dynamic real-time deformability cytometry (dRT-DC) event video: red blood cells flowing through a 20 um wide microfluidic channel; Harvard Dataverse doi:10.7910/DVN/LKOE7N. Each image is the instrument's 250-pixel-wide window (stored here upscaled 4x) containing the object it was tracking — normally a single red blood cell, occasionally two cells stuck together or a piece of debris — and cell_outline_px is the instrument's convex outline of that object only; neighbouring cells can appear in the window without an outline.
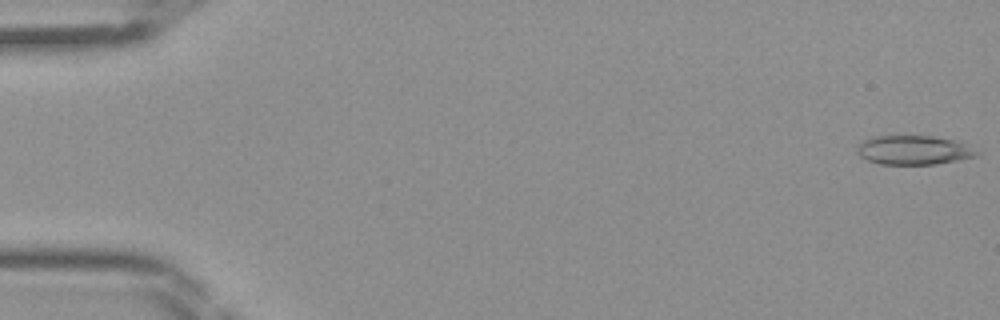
{"species": "Egyptian fruit bat (a non-hibernating species)", "species_latin": "Rousettus aegyptiacus", "temperature_condition": "room temperature", "stored_images_in_passage": 45, "camera_frame_rate_fps": 3000, "um_per_image_px": 0.085, "frame": {"image": 1, "passage_image": 1, "time_ms": 0.0, "image_size_px": [1000, 320], "cell_outline_px": [[980, 152], [976, 156], [936, 164], [880, 164], [868, 160], [860, 156], [856, 152], [856, 148], [860, 140], [872, 136], [932, 136], [952, 140], [964, 144]], "centroid_in_image_um": [77.58, 12.75], "position_along_channel_um": 7.4, "area_um2": 20.23}}
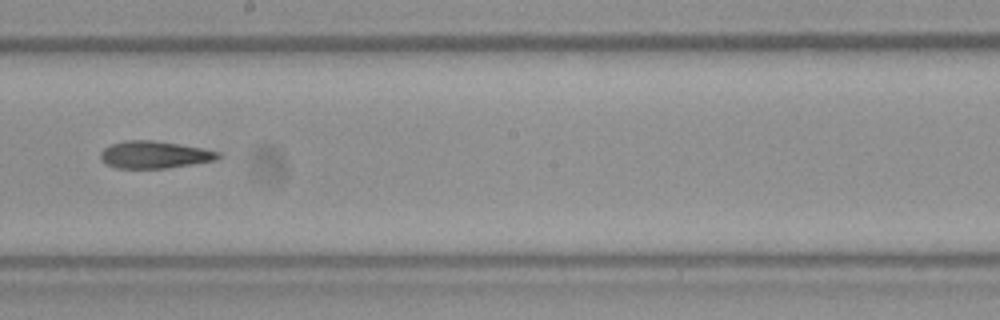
{"frame": {"image": 2, "passage_image": 26, "time_ms": 8.333, "image_size_px": [1000, 320], "cell_outline_px": [[224, 156], [216, 160], [168, 168], [116, 168], [104, 164], [100, 160], [100, 152], [104, 148], [112, 144], [124, 140], [152, 140], [180, 144], [220, 152]], "centroid_in_image_um": [13.11, 13.15], "position_along_channel_um": 235.1, "area_um2": 18.84}}
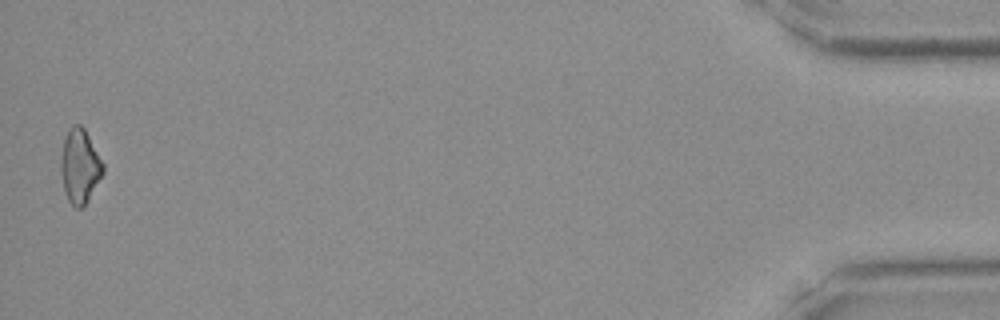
{"frame": {"image": 3, "passage_image": 45, "time_ms": 14.667, "image_size_px": [1000, 320], "cell_outline_px": [[104, 172], [88, 200], [80, 208], [76, 208], [68, 200], [64, 192], [60, 172], [60, 164], [64, 140], [68, 128], [72, 124], [80, 124], [84, 128], [104, 164]], "centroid_in_image_um": [6.77, 14.11], "position_along_channel_um": 428.4, "area_um2": 18.21}}